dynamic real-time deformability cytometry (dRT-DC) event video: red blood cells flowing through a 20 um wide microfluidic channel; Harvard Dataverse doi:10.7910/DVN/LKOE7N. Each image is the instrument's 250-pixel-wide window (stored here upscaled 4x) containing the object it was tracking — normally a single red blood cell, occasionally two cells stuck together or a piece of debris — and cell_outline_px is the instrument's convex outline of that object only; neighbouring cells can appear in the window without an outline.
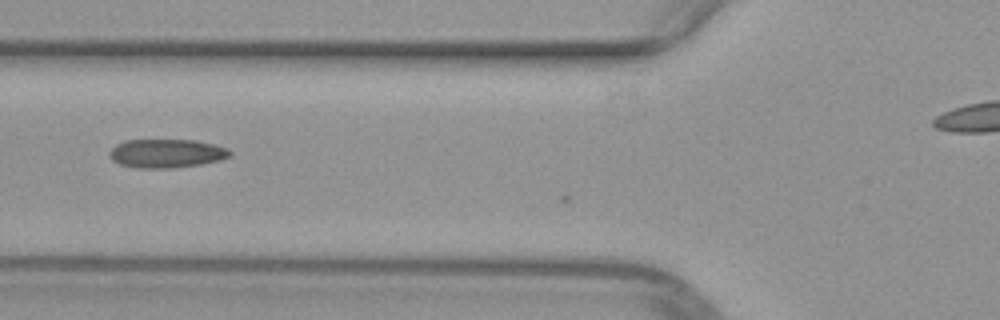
{"species": "common noctule bat (a hibernating species)", "species_latin": "Nyctalus noctula", "temperature_condition": "warm", "stored_images_in_passage": 7, "camera_frame_rate_fps": 3000, "um_per_image_px": 0.085, "animal": {"sex": "female", "body_mass_g": 29.2, "forearm_length_mm": 56.3}, "frame": {"image": 1, "passage_image": 6, "time_ms": 1.667, "image_size_px": [1000, 320], "cell_outline_px": [[232, 156], [220, 160], [200, 164], [172, 168], [136, 168], [120, 164], [112, 160], [108, 152], [116, 144], [124, 140], [196, 140], [228, 148], [232, 152]], "centroid_in_image_um": [14.15, 13.04], "position_along_channel_um": 111.6, "area_um2": 20.23}}